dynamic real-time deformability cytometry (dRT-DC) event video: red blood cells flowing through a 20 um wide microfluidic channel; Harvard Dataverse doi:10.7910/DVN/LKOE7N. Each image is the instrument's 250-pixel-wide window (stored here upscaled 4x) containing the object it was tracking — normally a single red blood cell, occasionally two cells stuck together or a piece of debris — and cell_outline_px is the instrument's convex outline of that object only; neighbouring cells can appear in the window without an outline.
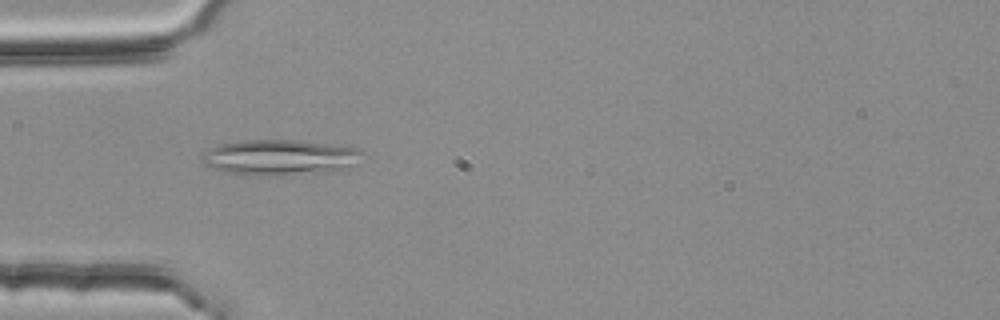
{"species": "common noctule bat (a hibernating species)", "species_latin": "Nyctalus noctula", "temperature_condition": "room temperature", "stored_images_in_passage": 5, "segment_of_instrument_passage": [1, 2], "camera_frame_rate_fps": 3000, "um_per_image_px": 0.085, "animal": {"sex": "female", "body_mass_g": 25.1}, "frame": {"image": 1, "passage_image": 3, "time_ms": 0.667, "image_size_px": [1000, 320], "cell_outline_px": [[364, 152], [344, 168], [268, 176], [224, 172], [212, 168], [204, 164], [204, 156], [212, 148], [220, 144], [248, 140], [300, 140], [356, 148]], "centroid_in_image_um": [23.7, 13.35], "position_along_channel_um": 61.3, "area_um2": 31.73}}